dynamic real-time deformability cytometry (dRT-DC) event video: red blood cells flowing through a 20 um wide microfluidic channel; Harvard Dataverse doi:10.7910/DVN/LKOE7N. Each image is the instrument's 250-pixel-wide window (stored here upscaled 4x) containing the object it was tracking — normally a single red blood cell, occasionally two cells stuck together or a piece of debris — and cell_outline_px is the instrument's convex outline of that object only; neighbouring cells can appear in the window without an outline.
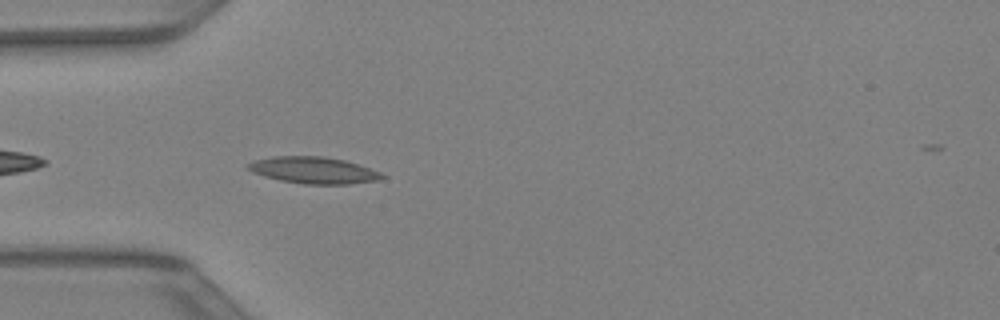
{"species": "Egyptian fruit bat (a non-hibernating species)", "species_latin": "Rousettus aegyptiacus", "temperature_condition": "warm", "stored_images_in_passage": 20, "camera_frame_rate_fps": 3000, "um_per_image_px": 0.085, "animal": {"sex": "female"}, "frame": {"image": 1, "passage_image": 2, "time_ms": 0.333, "image_size_px": [1000, 320], "cell_outline_px": [[388, 176], [376, 180], [348, 184], [304, 184], [280, 180], [252, 172], [248, 168], [248, 164], [256, 160], [276, 156], [324, 156], [344, 160], [380, 172]], "centroid_in_image_um": [26.67, 14.47], "position_along_channel_um": 58.3, "area_um2": 20.46}}
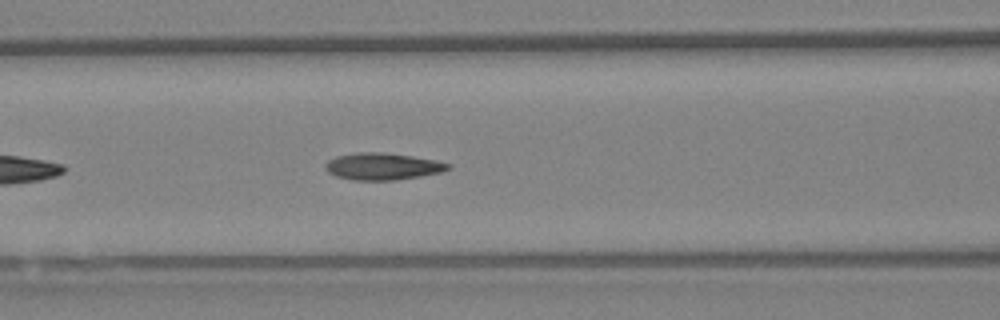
{"frame": {"image": 2, "passage_image": 7, "time_ms": 2.0, "image_size_px": [1000, 320], "cell_outline_px": [[452, 168], [440, 172], [420, 176], [396, 180], [352, 180], [336, 176], [328, 172], [324, 168], [328, 160], [336, 156], [360, 152], [380, 152], [412, 156], [436, 160], [452, 164]], "centroid_in_image_um": [32.53, 14.14], "position_along_channel_um": 134.1, "area_um2": 19.25}}
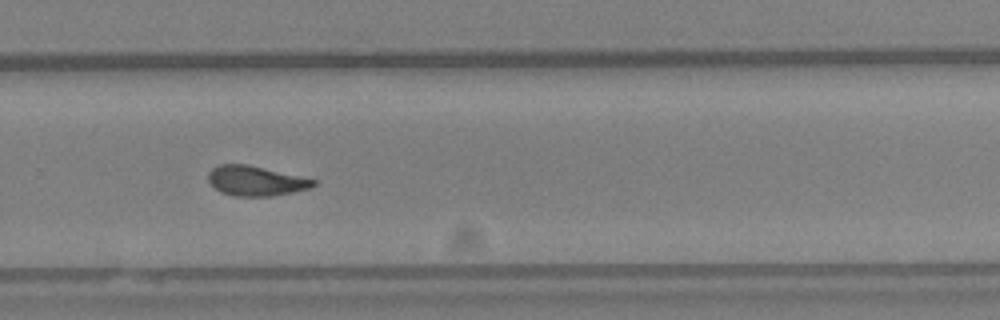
{"frame": {"image": 3, "passage_image": 18, "time_ms": 5.667, "image_size_px": [1000, 320], "cell_outline_px": [[316, 184], [312, 188], [292, 192], [268, 196], [232, 196], [220, 192], [208, 180], [208, 172], [212, 168], [220, 164], [248, 164], [316, 180]], "centroid_in_image_um": [21.72, 15.37], "position_along_channel_um": 308.1, "area_um2": 18.21}}